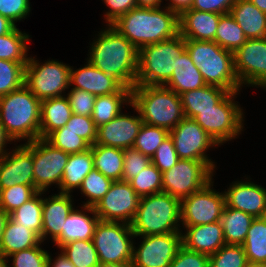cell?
Returning a JSON list of instances; mask_svg holds the SVG:
<instances>
[{"instance_id":"obj_1","label":"cell","mask_w":266,"mask_h":267,"mask_svg":"<svg viewBox=\"0 0 266 267\" xmlns=\"http://www.w3.org/2000/svg\"><path fill=\"white\" fill-rule=\"evenodd\" d=\"M106 26L90 44L87 61L132 89L136 85L138 49L113 27Z\"/></svg>"},{"instance_id":"obj_2","label":"cell","mask_w":266,"mask_h":267,"mask_svg":"<svg viewBox=\"0 0 266 267\" xmlns=\"http://www.w3.org/2000/svg\"><path fill=\"white\" fill-rule=\"evenodd\" d=\"M138 50L179 34V16L166 8H134L110 24Z\"/></svg>"},{"instance_id":"obj_3","label":"cell","mask_w":266,"mask_h":267,"mask_svg":"<svg viewBox=\"0 0 266 267\" xmlns=\"http://www.w3.org/2000/svg\"><path fill=\"white\" fill-rule=\"evenodd\" d=\"M40 109L41 101L25 85L0 97V121L8 137L25 143L38 139Z\"/></svg>"},{"instance_id":"obj_4","label":"cell","mask_w":266,"mask_h":267,"mask_svg":"<svg viewBox=\"0 0 266 267\" xmlns=\"http://www.w3.org/2000/svg\"><path fill=\"white\" fill-rule=\"evenodd\" d=\"M131 104L138 110L143 123L171 131L183 118L179 94L162 85H135Z\"/></svg>"},{"instance_id":"obj_5","label":"cell","mask_w":266,"mask_h":267,"mask_svg":"<svg viewBox=\"0 0 266 267\" xmlns=\"http://www.w3.org/2000/svg\"><path fill=\"white\" fill-rule=\"evenodd\" d=\"M185 45L207 85L218 86L229 92L241 90L234 69L233 52L223 49L214 41L185 39Z\"/></svg>"},{"instance_id":"obj_6","label":"cell","mask_w":266,"mask_h":267,"mask_svg":"<svg viewBox=\"0 0 266 267\" xmlns=\"http://www.w3.org/2000/svg\"><path fill=\"white\" fill-rule=\"evenodd\" d=\"M179 221H181V200L160 192L140 197L131 228L135 237L183 233Z\"/></svg>"},{"instance_id":"obj_7","label":"cell","mask_w":266,"mask_h":267,"mask_svg":"<svg viewBox=\"0 0 266 267\" xmlns=\"http://www.w3.org/2000/svg\"><path fill=\"white\" fill-rule=\"evenodd\" d=\"M185 50V39L180 34L139 49L136 85L164 86L175 70V58Z\"/></svg>"},{"instance_id":"obj_8","label":"cell","mask_w":266,"mask_h":267,"mask_svg":"<svg viewBox=\"0 0 266 267\" xmlns=\"http://www.w3.org/2000/svg\"><path fill=\"white\" fill-rule=\"evenodd\" d=\"M240 91L229 92L212 109L200 110L193 118L221 146L243 131L244 112L235 101Z\"/></svg>"},{"instance_id":"obj_9","label":"cell","mask_w":266,"mask_h":267,"mask_svg":"<svg viewBox=\"0 0 266 267\" xmlns=\"http://www.w3.org/2000/svg\"><path fill=\"white\" fill-rule=\"evenodd\" d=\"M38 61L29 57L25 65L24 85L40 101L65 95L70 88L71 66L53 59L45 63Z\"/></svg>"},{"instance_id":"obj_10","label":"cell","mask_w":266,"mask_h":267,"mask_svg":"<svg viewBox=\"0 0 266 267\" xmlns=\"http://www.w3.org/2000/svg\"><path fill=\"white\" fill-rule=\"evenodd\" d=\"M134 238L131 224L99 220L92 241L101 263H132Z\"/></svg>"},{"instance_id":"obj_11","label":"cell","mask_w":266,"mask_h":267,"mask_svg":"<svg viewBox=\"0 0 266 267\" xmlns=\"http://www.w3.org/2000/svg\"><path fill=\"white\" fill-rule=\"evenodd\" d=\"M214 171L205 161L179 159L162 173V192L182 200L212 181Z\"/></svg>"},{"instance_id":"obj_12","label":"cell","mask_w":266,"mask_h":267,"mask_svg":"<svg viewBox=\"0 0 266 267\" xmlns=\"http://www.w3.org/2000/svg\"><path fill=\"white\" fill-rule=\"evenodd\" d=\"M213 179L197 192L181 200V223L196 226L220 221L224 207V192L213 189ZM212 187V188H211Z\"/></svg>"},{"instance_id":"obj_13","label":"cell","mask_w":266,"mask_h":267,"mask_svg":"<svg viewBox=\"0 0 266 267\" xmlns=\"http://www.w3.org/2000/svg\"><path fill=\"white\" fill-rule=\"evenodd\" d=\"M34 186L46 192L52 184L59 188L69 153L55 148L43 138L32 141Z\"/></svg>"},{"instance_id":"obj_14","label":"cell","mask_w":266,"mask_h":267,"mask_svg":"<svg viewBox=\"0 0 266 267\" xmlns=\"http://www.w3.org/2000/svg\"><path fill=\"white\" fill-rule=\"evenodd\" d=\"M169 135L179 159L205 161L213 170L216 168L206 151L219 145L194 119L183 118L169 131Z\"/></svg>"},{"instance_id":"obj_15","label":"cell","mask_w":266,"mask_h":267,"mask_svg":"<svg viewBox=\"0 0 266 267\" xmlns=\"http://www.w3.org/2000/svg\"><path fill=\"white\" fill-rule=\"evenodd\" d=\"M140 196L127 181H113L109 191L93 207L101 221L131 224L138 209Z\"/></svg>"},{"instance_id":"obj_16","label":"cell","mask_w":266,"mask_h":267,"mask_svg":"<svg viewBox=\"0 0 266 267\" xmlns=\"http://www.w3.org/2000/svg\"><path fill=\"white\" fill-rule=\"evenodd\" d=\"M233 54L235 73L241 86L266 90V38L247 39Z\"/></svg>"},{"instance_id":"obj_17","label":"cell","mask_w":266,"mask_h":267,"mask_svg":"<svg viewBox=\"0 0 266 267\" xmlns=\"http://www.w3.org/2000/svg\"><path fill=\"white\" fill-rule=\"evenodd\" d=\"M182 232L139 236L143 241L133 246L132 267H169L176 256Z\"/></svg>"},{"instance_id":"obj_18","label":"cell","mask_w":266,"mask_h":267,"mask_svg":"<svg viewBox=\"0 0 266 267\" xmlns=\"http://www.w3.org/2000/svg\"><path fill=\"white\" fill-rule=\"evenodd\" d=\"M14 148L0 158V189L15 184L34 185L32 142Z\"/></svg>"},{"instance_id":"obj_19","label":"cell","mask_w":266,"mask_h":267,"mask_svg":"<svg viewBox=\"0 0 266 267\" xmlns=\"http://www.w3.org/2000/svg\"><path fill=\"white\" fill-rule=\"evenodd\" d=\"M137 116L121 112L113 120L97 127L95 144L120 149L131 148L143 124L138 110L132 105Z\"/></svg>"},{"instance_id":"obj_20","label":"cell","mask_w":266,"mask_h":267,"mask_svg":"<svg viewBox=\"0 0 266 267\" xmlns=\"http://www.w3.org/2000/svg\"><path fill=\"white\" fill-rule=\"evenodd\" d=\"M245 179L246 181L232 182L227 191H224L226 206L241 210L254 218L266 216V189L250 181L248 177Z\"/></svg>"},{"instance_id":"obj_21","label":"cell","mask_w":266,"mask_h":267,"mask_svg":"<svg viewBox=\"0 0 266 267\" xmlns=\"http://www.w3.org/2000/svg\"><path fill=\"white\" fill-rule=\"evenodd\" d=\"M82 68L70 69V86L72 89L85 90L95 96L119 92L124 85L115 77L105 74L94 65L86 62Z\"/></svg>"},{"instance_id":"obj_22","label":"cell","mask_w":266,"mask_h":267,"mask_svg":"<svg viewBox=\"0 0 266 267\" xmlns=\"http://www.w3.org/2000/svg\"><path fill=\"white\" fill-rule=\"evenodd\" d=\"M182 227L186 229L181 234L182 245L192 251L210 256L226 244L220 221Z\"/></svg>"},{"instance_id":"obj_23","label":"cell","mask_w":266,"mask_h":267,"mask_svg":"<svg viewBox=\"0 0 266 267\" xmlns=\"http://www.w3.org/2000/svg\"><path fill=\"white\" fill-rule=\"evenodd\" d=\"M71 194L58 193L51 197H43L41 241L50 236L54 242L61 234L65 220L73 210Z\"/></svg>"},{"instance_id":"obj_24","label":"cell","mask_w":266,"mask_h":267,"mask_svg":"<svg viewBox=\"0 0 266 267\" xmlns=\"http://www.w3.org/2000/svg\"><path fill=\"white\" fill-rule=\"evenodd\" d=\"M81 206V210L73 208L69 213L60 236L54 241L59 249L63 245L76 240H92L95 227L100 219L93 207ZM89 214H92V216H89Z\"/></svg>"},{"instance_id":"obj_25","label":"cell","mask_w":266,"mask_h":267,"mask_svg":"<svg viewBox=\"0 0 266 267\" xmlns=\"http://www.w3.org/2000/svg\"><path fill=\"white\" fill-rule=\"evenodd\" d=\"M221 15L190 8L179 16V34L184 39L214 41Z\"/></svg>"},{"instance_id":"obj_26","label":"cell","mask_w":266,"mask_h":267,"mask_svg":"<svg viewBox=\"0 0 266 267\" xmlns=\"http://www.w3.org/2000/svg\"><path fill=\"white\" fill-rule=\"evenodd\" d=\"M247 39L266 38V13L250 0H237L229 12Z\"/></svg>"},{"instance_id":"obj_27","label":"cell","mask_w":266,"mask_h":267,"mask_svg":"<svg viewBox=\"0 0 266 267\" xmlns=\"http://www.w3.org/2000/svg\"><path fill=\"white\" fill-rule=\"evenodd\" d=\"M72 114L66 95L42 100L39 138L45 139L51 132L65 126Z\"/></svg>"},{"instance_id":"obj_28","label":"cell","mask_w":266,"mask_h":267,"mask_svg":"<svg viewBox=\"0 0 266 267\" xmlns=\"http://www.w3.org/2000/svg\"><path fill=\"white\" fill-rule=\"evenodd\" d=\"M206 85L202 74L185 50L181 56L175 58V70L170 80L164 86L180 95Z\"/></svg>"},{"instance_id":"obj_29","label":"cell","mask_w":266,"mask_h":267,"mask_svg":"<svg viewBox=\"0 0 266 267\" xmlns=\"http://www.w3.org/2000/svg\"><path fill=\"white\" fill-rule=\"evenodd\" d=\"M228 93L229 91L224 88L206 85L202 88L180 94L185 117L193 119L200 110L212 109Z\"/></svg>"},{"instance_id":"obj_30","label":"cell","mask_w":266,"mask_h":267,"mask_svg":"<svg viewBox=\"0 0 266 267\" xmlns=\"http://www.w3.org/2000/svg\"><path fill=\"white\" fill-rule=\"evenodd\" d=\"M93 168L91 148L84 152L69 154L60 183L59 193L71 194L75 188L79 189L84 178Z\"/></svg>"},{"instance_id":"obj_31","label":"cell","mask_w":266,"mask_h":267,"mask_svg":"<svg viewBox=\"0 0 266 267\" xmlns=\"http://www.w3.org/2000/svg\"><path fill=\"white\" fill-rule=\"evenodd\" d=\"M40 242V237L33 230L9 218L2 235L0 252L7 258L12 253L32 248Z\"/></svg>"},{"instance_id":"obj_32","label":"cell","mask_w":266,"mask_h":267,"mask_svg":"<svg viewBox=\"0 0 266 267\" xmlns=\"http://www.w3.org/2000/svg\"><path fill=\"white\" fill-rule=\"evenodd\" d=\"M124 104H131V89L125 86L117 93L96 96L91 115L95 126L99 127L113 120L122 112Z\"/></svg>"},{"instance_id":"obj_33","label":"cell","mask_w":266,"mask_h":267,"mask_svg":"<svg viewBox=\"0 0 266 267\" xmlns=\"http://www.w3.org/2000/svg\"><path fill=\"white\" fill-rule=\"evenodd\" d=\"M94 168L112 181L122 180L124 153L123 149L94 144L90 147Z\"/></svg>"},{"instance_id":"obj_34","label":"cell","mask_w":266,"mask_h":267,"mask_svg":"<svg viewBox=\"0 0 266 267\" xmlns=\"http://www.w3.org/2000/svg\"><path fill=\"white\" fill-rule=\"evenodd\" d=\"M254 217L241 210L225 205L220 218L226 244L242 245Z\"/></svg>"},{"instance_id":"obj_35","label":"cell","mask_w":266,"mask_h":267,"mask_svg":"<svg viewBox=\"0 0 266 267\" xmlns=\"http://www.w3.org/2000/svg\"><path fill=\"white\" fill-rule=\"evenodd\" d=\"M44 191H38L27 202L10 213V218L17 224L33 230L41 239L42 232V210Z\"/></svg>"},{"instance_id":"obj_36","label":"cell","mask_w":266,"mask_h":267,"mask_svg":"<svg viewBox=\"0 0 266 267\" xmlns=\"http://www.w3.org/2000/svg\"><path fill=\"white\" fill-rule=\"evenodd\" d=\"M242 246L249 262L266 263V216L253 219Z\"/></svg>"},{"instance_id":"obj_37","label":"cell","mask_w":266,"mask_h":267,"mask_svg":"<svg viewBox=\"0 0 266 267\" xmlns=\"http://www.w3.org/2000/svg\"><path fill=\"white\" fill-rule=\"evenodd\" d=\"M29 34L20 31L17 26L6 35L0 36V60L28 62Z\"/></svg>"},{"instance_id":"obj_38","label":"cell","mask_w":266,"mask_h":267,"mask_svg":"<svg viewBox=\"0 0 266 267\" xmlns=\"http://www.w3.org/2000/svg\"><path fill=\"white\" fill-rule=\"evenodd\" d=\"M247 38L230 13L222 14L219 19L214 42L223 49L235 52Z\"/></svg>"},{"instance_id":"obj_39","label":"cell","mask_w":266,"mask_h":267,"mask_svg":"<svg viewBox=\"0 0 266 267\" xmlns=\"http://www.w3.org/2000/svg\"><path fill=\"white\" fill-rule=\"evenodd\" d=\"M60 249L74 267H97L100 263L92 240H76Z\"/></svg>"},{"instance_id":"obj_40","label":"cell","mask_w":266,"mask_h":267,"mask_svg":"<svg viewBox=\"0 0 266 267\" xmlns=\"http://www.w3.org/2000/svg\"><path fill=\"white\" fill-rule=\"evenodd\" d=\"M113 181L104 176L97 169L93 168L84 178L79 191L84 194L88 200L83 202L84 206L94 207L103 196L109 191Z\"/></svg>"},{"instance_id":"obj_41","label":"cell","mask_w":266,"mask_h":267,"mask_svg":"<svg viewBox=\"0 0 266 267\" xmlns=\"http://www.w3.org/2000/svg\"><path fill=\"white\" fill-rule=\"evenodd\" d=\"M27 62L0 60V97L24 85Z\"/></svg>"},{"instance_id":"obj_42","label":"cell","mask_w":266,"mask_h":267,"mask_svg":"<svg viewBox=\"0 0 266 267\" xmlns=\"http://www.w3.org/2000/svg\"><path fill=\"white\" fill-rule=\"evenodd\" d=\"M129 183L140 197L160 193L162 192V172L151 162Z\"/></svg>"},{"instance_id":"obj_43","label":"cell","mask_w":266,"mask_h":267,"mask_svg":"<svg viewBox=\"0 0 266 267\" xmlns=\"http://www.w3.org/2000/svg\"><path fill=\"white\" fill-rule=\"evenodd\" d=\"M45 140L55 148L73 154L80 153L90 149L91 145L82 137L65 126L51 132Z\"/></svg>"},{"instance_id":"obj_44","label":"cell","mask_w":266,"mask_h":267,"mask_svg":"<svg viewBox=\"0 0 266 267\" xmlns=\"http://www.w3.org/2000/svg\"><path fill=\"white\" fill-rule=\"evenodd\" d=\"M169 135V131L162 127L152 126L143 123L135 139L133 148L143 155L152 156L162 141Z\"/></svg>"},{"instance_id":"obj_45","label":"cell","mask_w":266,"mask_h":267,"mask_svg":"<svg viewBox=\"0 0 266 267\" xmlns=\"http://www.w3.org/2000/svg\"><path fill=\"white\" fill-rule=\"evenodd\" d=\"M247 263L242 245L225 244L209 256V267H246Z\"/></svg>"},{"instance_id":"obj_46","label":"cell","mask_w":266,"mask_h":267,"mask_svg":"<svg viewBox=\"0 0 266 267\" xmlns=\"http://www.w3.org/2000/svg\"><path fill=\"white\" fill-rule=\"evenodd\" d=\"M38 190L34 185L15 184L7 189H0V209L11 213L32 198Z\"/></svg>"},{"instance_id":"obj_47","label":"cell","mask_w":266,"mask_h":267,"mask_svg":"<svg viewBox=\"0 0 266 267\" xmlns=\"http://www.w3.org/2000/svg\"><path fill=\"white\" fill-rule=\"evenodd\" d=\"M42 243L41 241L37 246L12 253L7 256V260L12 257V267H49L50 254L40 247ZM7 267L10 265L7 264Z\"/></svg>"},{"instance_id":"obj_48","label":"cell","mask_w":266,"mask_h":267,"mask_svg":"<svg viewBox=\"0 0 266 267\" xmlns=\"http://www.w3.org/2000/svg\"><path fill=\"white\" fill-rule=\"evenodd\" d=\"M124 164L122 172V180L129 182L142 169L147 167L151 163L149 156L143 155L137 149L131 147L123 150Z\"/></svg>"},{"instance_id":"obj_49","label":"cell","mask_w":266,"mask_h":267,"mask_svg":"<svg viewBox=\"0 0 266 267\" xmlns=\"http://www.w3.org/2000/svg\"><path fill=\"white\" fill-rule=\"evenodd\" d=\"M179 160L173 139L168 135L151 158V162L163 173L171 169Z\"/></svg>"},{"instance_id":"obj_50","label":"cell","mask_w":266,"mask_h":267,"mask_svg":"<svg viewBox=\"0 0 266 267\" xmlns=\"http://www.w3.org/2000/svg\"><path fill=\"white\" fill-rule=\"evenodd\" d=\"M67 93V98L73 114L91 116L96 96L80 89H72Z\"/></svg>"},{"instance_id":"obj_51","label":"cell","mask_w":266,"mask_h":267,"mask_svg":"<svg viewBox=\"0 0 266 267\" xmlns=\"http://www.w3.org/2000/svg\"><path fill=\"white\" fill-rule=\"evenodd\" d=\"M65 127L85 139L91 146L95 144L97 127L91 116L72 114Z\"/></svg>"},{"instance_id":"obj_52","label":"cell","mask_w":266,"mask_h":267,"mask_svg":"<svg viewBox=\"0 0 266 267\" xmlns=\"http://www.w3.org/2000/svg\"><path fill=\"white\" fill-rule=\"evenodd\" d=\"M169 267H209V255L192 251L181 245Z\"/></svg>"},{"instance_id":"obj_53","label":"cell","mask_w":266,"mask_h":267,"mask_svg":"<svg viewBox=\"0 0 266 267\" xmlns=\"http://www.w3.org/2000/svg\"><path fill=\"white\" fill-rule=\"evenodd\" d=\"M31 12L29 0H0V15L16 25Z\"/></svg>"},{"instance_id":"obj_54","label":"cell","mask_w":266,"mask_h":267,"mask_svg":"<svg viewBox=\"0 0 266 267\" xmlns=\"http://www.w3.org/2000/svg\"><path fill=\"white\" fill-rule=\"evenodd\" d=\"M109 10L104 14L106 24L110 25L118 17L129 12L131 9L137 8L136 0H103Z\"/></svg>"},{"instance_id":"obj_55","label":"cell","mask_w":266,"mask_h":267,"mask_svg":"<svg viewBox=\"0 0 266 267\" xmlns=\"http://www.w3.org/2000/svg\"><path fill=\"white\" fill-rule=\"evenodd\" d=\"M237 0H194L191 9L217 14L229 13Z\"/></svg>"},{"instance_id":"obj_56","label":"cell","mask_w":266,"mask_h":267,"mask_svg":"<svg viewBox=\"0 0 266 267\" xmlns=\"http://www.w3.org/2000/svg\"><path fill=\"white\" fill-rule=\"evenodd\" d=\"M168 6H165L169 10L175 12L178 16H180L184 11L189 10L192 7L194 0H167Z\"/></svg>"},{"instance_id":"obj_57","label":"cell","mask_w":266,"mask_h":267,"mask_svg":"<svg viewBox=\"0 0 266 267\" xmlns=\"http://www.w3.org/2000/svg\"><path fill=\"white\" fill-rule=\"evenodd\" d=\"M49 267H74V265L66 258V256L60 253L54 260L49 256Z\"/></svg>"},{"instance_id":"obj_58","label":"cell","mask_w":266,"mask_h":267,"mask_svg":"<svg viewBox=\"0 0 266 267\" xmlns=\"http://www.w3.org/2000/svg\"><path fill=\"white\" fill-rule=\"evenodd\" d=\"M16 26L8 18L0 15V36L11 32Z\"/></svg>"},{"instance_id":"obj_59","label":"cell","mask_w":266,"mask_h":267,"mask_svg":"<svg viewBox=\"0 0 266 267\" xmlns=\"http://www.w3.org/2000/svg\"><path fill=\"white\" fill-rule=\"evenodd\" d=\"M9 142H13V141L5 133L3 125L0 121V158L7 152L6 144H10Z\"/></svg>"},{"instance_id":"obj_60","label":"cell","mask_w":266,"mask_h":267,"mask_svg":"<svg viewBox=\"0 0 266 267\" xmlns=\"http://www.w3.org/2000/svg\"><path fill=\"white\" fill-rule=\"evenodd\" d=\"M162 0H136L138 8H159Z\"/></svg>"},{"instance_id":"obj_61","label":"cell","mask_w":266,"mask_h":267,"mask_svg":"<svg viewBox=\"0 0 266 267\" xmlns=\"http://www.w3.org/2000/svg\"><path fill=\"white\" fill-rule=\"evenodd\" d=\"M10 218V214L0 209V243L2 239V235L6 226L8 219Z\"/></svg>"},{"instance_id":"obj_62","label":"cell","mask_w":266,"mask_h":267,"mask_svg":"<svg viewBox=\"0 0 266 267\" xmlns=\"http://www.w3.org/2000/svg\"><path fill=\"white\" fill-rule=\"evenodd\" d=\"M97 267H132V263H99Z\"/></svg>"},{"instance_id":"obj_63","label":"cell","mask_w":266,"mask_h":267,"mask_svg":"<svg viewBox=\"0 0 266 267\" xmlns=\"http://www.w3.org/2000/svg\"><path fill=\"white\" fill-rule=\"evenodd\" d=\"M259 10L266 13V0H250Z\"/></svg>"},{"instance_id":"obj_64","label":"cell","mask_w":266,"mask_h":267,"mask_svg":"<svg viewBox=\"0 0 266 267\" xmlns=\"http://www.w3.org/2000/svg\"><path fill=\"white\" fill-rule=\"evenodd\" d=\"M9 260L0 252V267H7Z\"/></svg>"},{"instance_id":"obj_65","label":"cell","mask_w":266,"mask_h":267,"mask_svg":"<svg viewBox=\"0 0 266 267\" xmlns=\"http://www.w3.org/2000/svg\"><path fill=\"white\" fill-rule=\"evenodd\" d=\"M246 267H266V263H262V262H249L248 261Z\"/></svg>"}]
</instances>
